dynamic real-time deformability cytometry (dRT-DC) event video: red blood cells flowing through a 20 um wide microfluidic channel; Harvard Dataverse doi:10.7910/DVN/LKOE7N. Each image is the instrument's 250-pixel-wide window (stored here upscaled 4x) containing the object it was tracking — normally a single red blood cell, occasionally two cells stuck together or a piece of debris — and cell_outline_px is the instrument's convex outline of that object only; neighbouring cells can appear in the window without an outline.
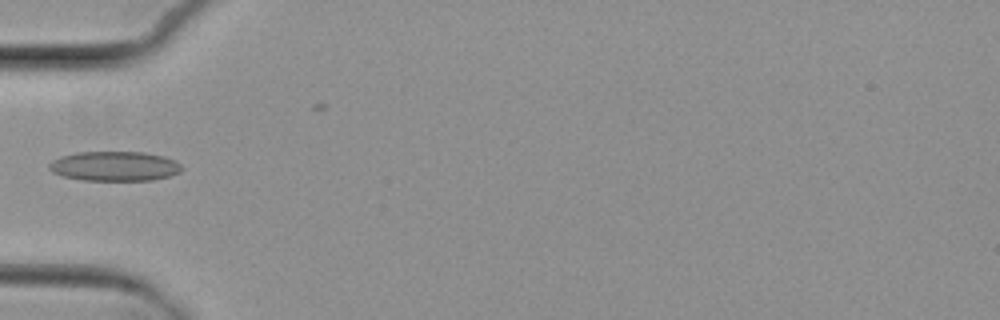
{"species": "common noctule bat (a hibernating species)", "species_latin": "Nyctalus noctula", "temperature_condition": "cold", "stored_images_in_passage": 4, "camera_frame_rate_fps": 3000, "um_per_image_px": 0.085, "animal": {"sex": "female", "body_mass_g": 29.2, "forearm_length_mm": 56.3}, "frame": {"image": 1, "passage_image": 4, "time_ms": 3.667, "image_size_px": [1000, 320], "cell_outline_px": [[184, 168], [180, 172], [168, 176], [152, 180], [80, 180], [64, 176], [52, 172], [48, 168], [48, 164], [52, 160], [60, 156], [76, 152], [144, 152], [164, 156], [176, 160]], "centroid_in_image_um": [9.74, 14.12], "position_along_channel_um": 75.3, "area_um2": 23.06}}